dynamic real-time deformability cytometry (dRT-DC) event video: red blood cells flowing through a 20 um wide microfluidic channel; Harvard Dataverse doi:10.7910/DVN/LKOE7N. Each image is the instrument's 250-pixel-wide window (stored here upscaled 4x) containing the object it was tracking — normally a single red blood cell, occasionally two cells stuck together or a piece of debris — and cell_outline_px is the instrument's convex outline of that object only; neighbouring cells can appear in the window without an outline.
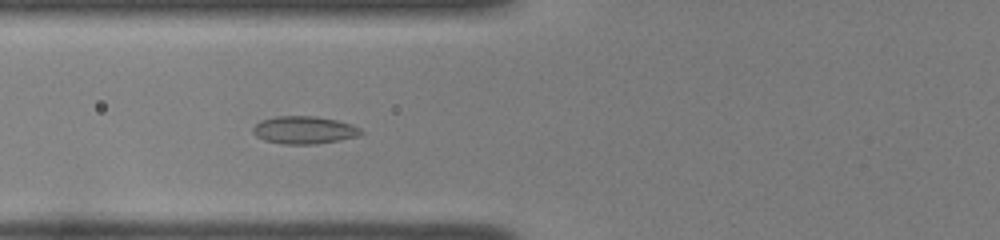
{"species": "common noctule bat (a hibernating species)", "species_latin": "Nyctalus noctula", "temperature_condition": "room temperature", "stored_images_in_passage": 47, "camera_frame_rate_fps": 3000, "um_per_image_px": 0.085, "animal": {"sex": "female", "body_mass_g": 22.0, "forearm_length_mm": 56.7}, "frame": {"image": 1, "passage_image": 17, "time_ms": 5.333, "image_size_px": [1000, 240], "cell_outline_px": [[364, 132], [360, 136], [340, 140], [316, 144], [280, 144], [264, 140], [256, 136], [252, 132], [252, 128], [260, 120], [276, 116], [316, 116], [336, 120], [352, 124], [360, 128]], "centroid_in_image_um": [25.86, 11.05], "position_along_channel_um": 99.9, "area_um2": 17.63}}
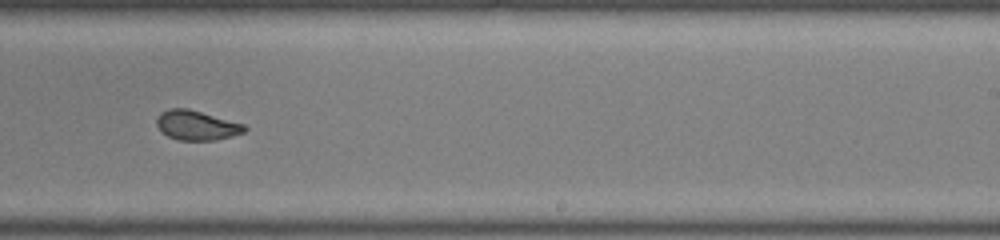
{"frame": {"image": 2, "passage_image": 30, "time_ms": 9.667, "image_size_px": [1000, 240], "cell_outline_px": [[248, 128], [244, 132], [232, 136], [216, 140], [176, 140], [160, 132], [156, 124], [156, 116], [160, 112], [168, 108], [188, 108], [244, 124]], "centroid_in_image_um": [16.66, 10.65], "position_along_channel_um": 272.3, "area_um2": 15.37}}
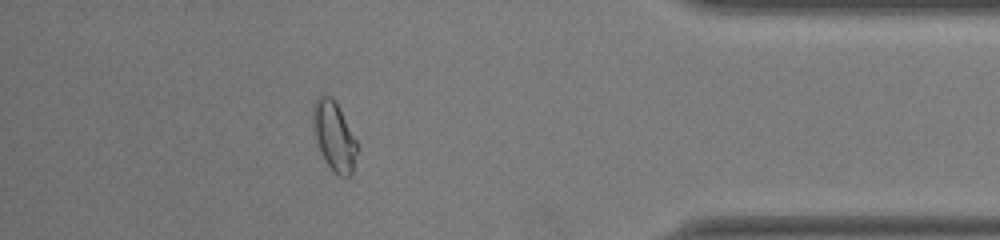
{"frame": {"image": 3, "passage_image": 42, "time_ms": 13.667, "image_size_px": [1000, 240], "cell_outline_px": [[356, 152], [352, 172], [348, 176], [340, 176], [324, 160], [320, 152], [316, 140], [312, 120], [312, 112], [316, 100], [320, 96], [328, 96], [336, 100], [356, 140]], "centroid_in_image_um": [28.38, 11.54], "position_along_channel_um": 406.8, "area_um2": 17.34}, "authors_computed_cell_mechanics": {"area_um2": 16.8198, "velocity_mm_per_s": 3.9881, "shape_relaxation_time_tau1_ms": null, "shape_relaxation_time_tau2_ms": 0.8928, "deformation_change_tau1": null, "deformation_change_tau2": 0.0521}}